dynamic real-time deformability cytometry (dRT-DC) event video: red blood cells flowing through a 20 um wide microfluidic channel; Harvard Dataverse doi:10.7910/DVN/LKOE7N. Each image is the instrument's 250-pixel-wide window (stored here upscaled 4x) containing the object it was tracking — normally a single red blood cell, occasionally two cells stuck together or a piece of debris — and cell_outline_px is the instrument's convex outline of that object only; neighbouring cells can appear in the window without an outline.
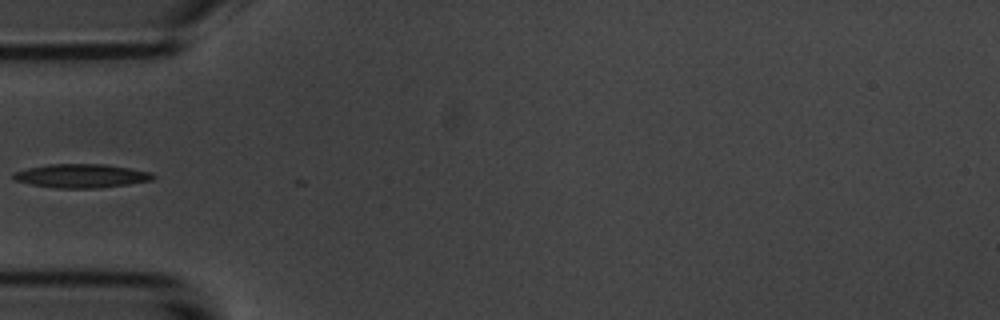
{"species": "common noctule bat (a hibernating species)", "species_latin": "Nyctalus noctula", "temperature_condition": "room temperature", "stored_images_in_passage": 6, "camera_frame_rate_fps": 3000, "um_per_image_px": 0.085, "animal": {"sex": "male", "body_mass_g": 20.1, "forearm_length_mm": 53.5}, "frame": {"image": 1, "passage_image": 6, "time_ms": 5.667, "image_size_px": [1000, 320], "cell_outline_px": [[156, 176], [152, 180], [128, 184], [100, 188], [56, 188], [32, 184], [16, 180], [12, 176], [12, 172], [28, 168], [48, 164], [104, 164], [152, 172]], "centroid_in_image_um": [6.92, 14.95], "position_along_channel_um": 78.1, "area_um2": 19.25}}